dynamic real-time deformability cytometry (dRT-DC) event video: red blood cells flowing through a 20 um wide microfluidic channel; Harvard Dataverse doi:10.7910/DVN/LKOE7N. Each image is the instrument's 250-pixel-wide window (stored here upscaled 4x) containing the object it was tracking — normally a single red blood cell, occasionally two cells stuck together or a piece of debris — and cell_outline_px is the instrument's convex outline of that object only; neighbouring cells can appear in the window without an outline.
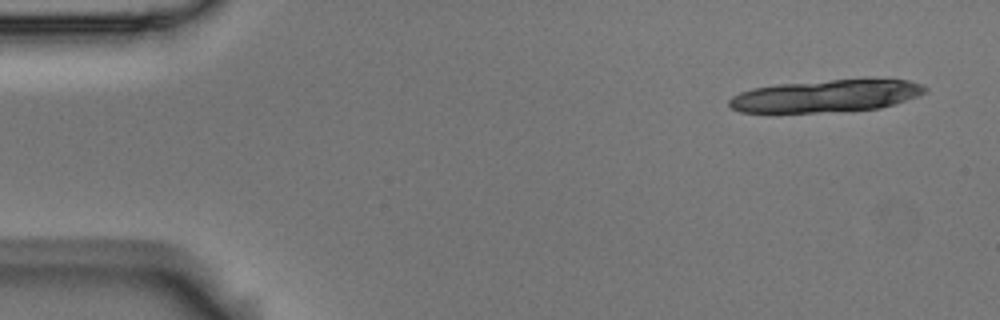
{"species": "Egyptian fruit bat (a non-hibernating species)", "species_latin": "Rousettus aegyptiacus", "temperature_condition": "room temperature", "stored_images_in_passage": 20, "camera_frame_rate_fps": 3000, "um_per_image_px": 0.085, "animal": {"sex": "male"}, "frame": {"image": 1, "passage_image": 3, "time_ms": 0.667, "image_size_px": [1000, 320], "cell_outline_px": [[928, 88], [924, 92], [916, 96], [880, 108], [816, 112], [740, 112], [732, 108], [728, 104], [728, 100], [732, 96], [740, 92], [752, 88], [780, 84], [832, 80], [908, 80], [924, 84]], "centroid_in_image_um": [70.17, 8.15], "position_along_channel_um": 14.8, "area_um2": 36.18}}
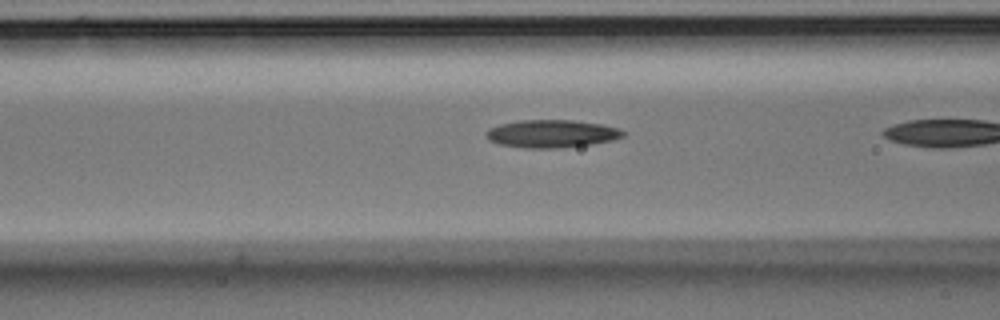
{"frame": {"image": 2, "passage_image": 19, "time_ms": 6.0, "image_size_px": [1000, 320], "cell_outline_px": [[624, 136], [612, 140], [592, 144], [560, 148], [524, 148], [500, 144], [488, 140], [484, 132], [488, 128], [500, 124], [520, 120], [572, 120], [604, 124], [620, 128], [624, 132]], "centroid_in_image_um": [46.89, 11.36], "position_along_channel_um": 119.7, "area_um2": 22.37}}